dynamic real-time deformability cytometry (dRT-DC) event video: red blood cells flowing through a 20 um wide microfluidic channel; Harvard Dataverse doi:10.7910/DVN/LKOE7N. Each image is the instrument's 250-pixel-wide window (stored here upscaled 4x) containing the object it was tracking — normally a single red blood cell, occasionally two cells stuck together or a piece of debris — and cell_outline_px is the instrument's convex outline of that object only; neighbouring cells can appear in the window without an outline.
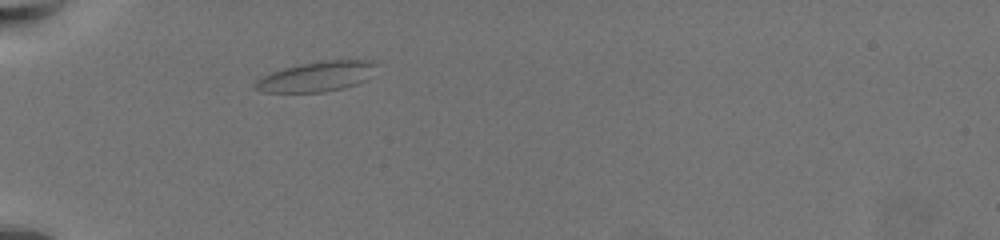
{"species": "common noctule bat (a hibernating species)", "species_latin": "Nyctalus noctula", "temperature_condition": "warm", "stored_images_in_passage": 43, "camera_frame_rate_fps": 3000, "um_per_image_px": 0.085, "animal": {"sex": "female", "body_mass_g": 19.5, "forearm_length_mm": 54.1}, "frame": {"image": 1, "passage_image": 1, "time_ms": 0.0, "image_size_px": [1000, 240], "cell_outline_px": [[376, 64], [364, 80], [356, 84], [344, 88], [324, 92], [264, 92], [252, 88], [252, 84], [256, 80], [272, 72], [284, 68], [324, 60], [372, 60]], "centroid_in_image_um": [26.85, 6.52], "position_along_channel_um": 58.2, "area_um2": 20.81}}
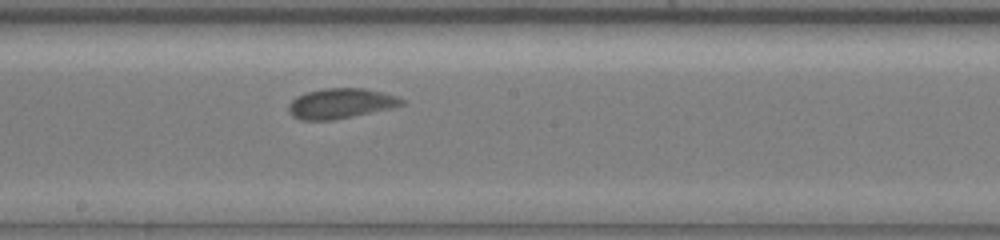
{"frame": {"image": 2, "passage_image": 17, "time_ms": 5.333, "image_size_px": [1000, 240], "cell_outline_px": [[404, 104], [388, 108], [352, 116], [332, 120], [300, 120], [292, 116], [288, 112], [288, 104], [296, 96], [304, 92], [324, 88], [364, 88], [396, 96], [404, 100]], "centroid_in_image_um": [28.87, 8.78], "position_along_channel_um": 219.3, "area_um2": 19.71}}
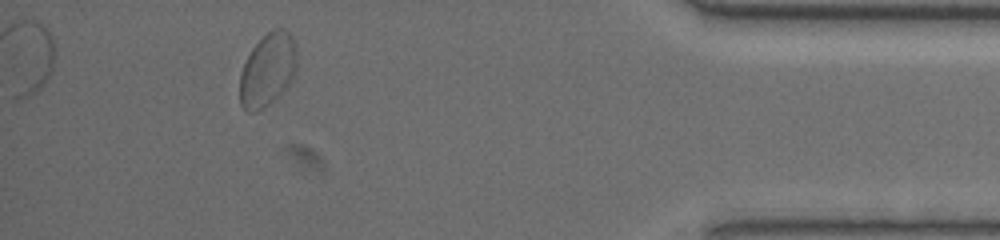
{"frame": {"image": 3, "passage_image": 38, "time_ms": 12.333, "image_size_px": [1000, 240], "cell_outline_px": [[296, 68], [288, 84], [264, 108], [256, 112], [248, 112], [240, 104], [240, 72], [252, 48], [272, 28], [284, 28], [292, 36], [296, 52]], "centroid_in_image_um": [22.73, 5.92], "position_along_channel_um": 412.5, "area_um2": 23.87}, "authors_computed_cell_mechanics": {"area_um2": 19.5364, "velocity_mm_per_s": 3.3625, "shape_relaxation_time_tau1_ms": 6.5887, "shape_relaxation_time_tau2_ms": 0.7866, "deformation_change_tau1": 0.097, "deformation_change_tau2": 0.0596}}